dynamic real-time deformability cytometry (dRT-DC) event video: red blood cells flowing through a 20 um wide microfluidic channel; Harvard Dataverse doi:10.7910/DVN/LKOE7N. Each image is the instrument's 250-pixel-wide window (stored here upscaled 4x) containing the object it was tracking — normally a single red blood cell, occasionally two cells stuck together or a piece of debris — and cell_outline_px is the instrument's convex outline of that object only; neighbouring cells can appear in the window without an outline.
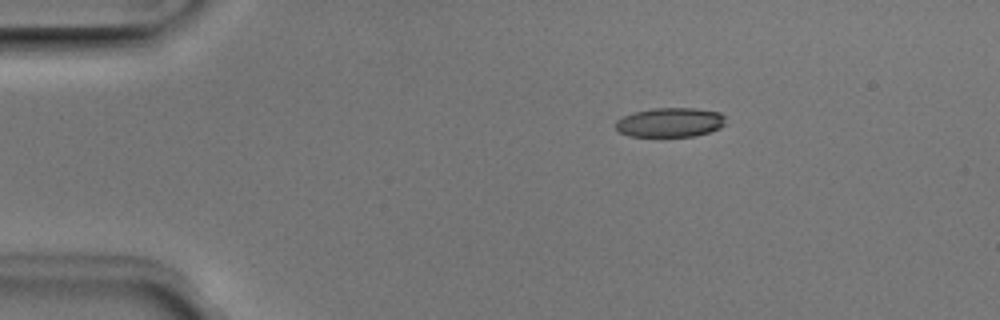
{"species": "Egyptian fruit bat (a non-hibernating species)", "species_latin": "Rousettus aegyptiacus", "temperature_condition": "room temperature", "stored_images_in_passage": 43, "camera_frame_rate_fps": 3000, "um_per_image_px": 0.085, "animal": {"sex": "male"}, "frame": {"image": 1, "passage_image": 1, "time_ms": 0.0, "image_size_px": [1000, 320], "cell_outline_px": [[728, 116], [724, 124], [720, 128], [708, 132], [692, 136], [628, 136], [620, 132], [616, 128], [616, 120], [632, 112], [652, 108], [696, 108], [720, 112]], "centroid_in_image_um": [56.98, 10.39], "position_along_channel_um": 28.0, "area_um2": 18.96}}
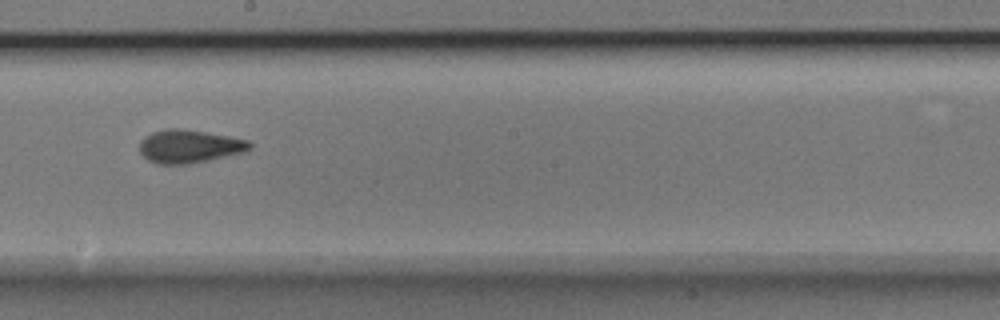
{"frame": {"image": 2, "passage_image": 21, "time_ms": 6.667, "image_size_px": [1000, 320], "cell_outline_px": [[252, 148], [244, 152], [208, 160], [188, 164], [156, 164], [148, 160], [140, 152], [140, 140], [144, 136], [152, 132], [164, 128], [180, 128], [228, 136], [248, 140], [252, 144]], "centroid_in_image_um": [16.07, 12.43], "position_along_channel_um": 232.1, "area_um2": 21.33}}
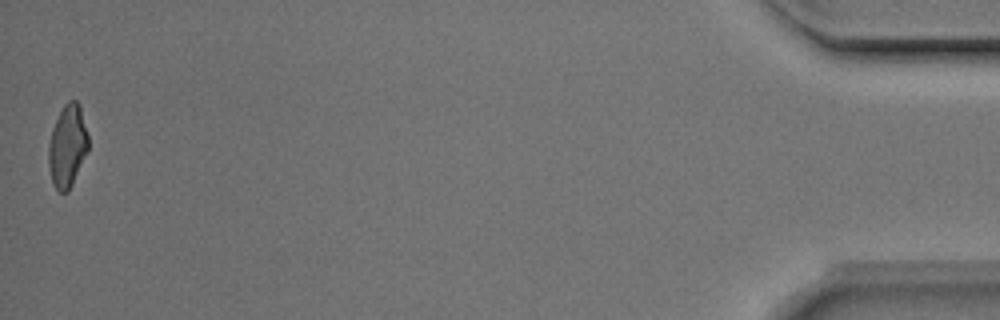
{"frame": {"image": 3, "passage_image": 43, "time_ms": 14.0, "image_size_px": [1000, 320], "cell_outline_px": [[88, 152], [68, 192], [60, 192], [52, 184], [48, 164], [48, 144], [52, 128], [64, 104], [68, 100], [76, 100], [80, 104], [88, 136]], "centroid_in_image_um": [5.73, 12.41], "position_along_channel_um": 429.5, "area_um2": 19.25}, "authors_computed_cell_mechanics": {"area_um2": 20.1722, "velocity_mm_per_s": 3.9651, "shape_relaxation_time_tau1_ms": 2.5777, "shape_relaxation_time_tau2_ms": 1.4903, "deformation_change_tau1": 0.1162, "deformation_change_tau2": 0.0803}}